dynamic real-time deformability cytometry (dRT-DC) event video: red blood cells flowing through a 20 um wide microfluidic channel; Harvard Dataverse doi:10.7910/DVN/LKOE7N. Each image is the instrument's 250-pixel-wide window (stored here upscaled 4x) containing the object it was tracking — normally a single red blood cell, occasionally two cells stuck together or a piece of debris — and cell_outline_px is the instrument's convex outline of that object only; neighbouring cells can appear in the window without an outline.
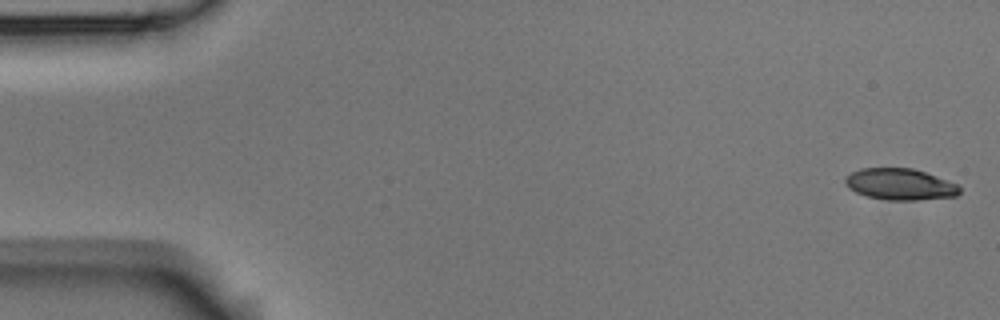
{"species": "Egyptian fruit bat (a non-hibernating species)", "species_latin": "Rousettus aegyptiacus", "temperature_condition": "room temperature", "stored_images_in_passage": 6, "segment_of_instrument_passage": [1, 2], "camera_frame_rate_fps": 3000, "um_per_image_px": 0.085, "animal": {"sex": "male"}, "frame": {"image": 1, "passage_image": 1, "time_ms": 0.0, "image_size_px": [1000, 320], "cell_outline_px": [[960, 192], [956, 196], [920, 200], [888, 200], [868, 196], [856, 192], [848, 188], [844, 180], [852, 172], [860, 168], [912, 168], [960, 184]], "centroid_in_image_um": [76.53, 15.66], "position_along_channel_um": 8.5, "area_um2": 20.92}}
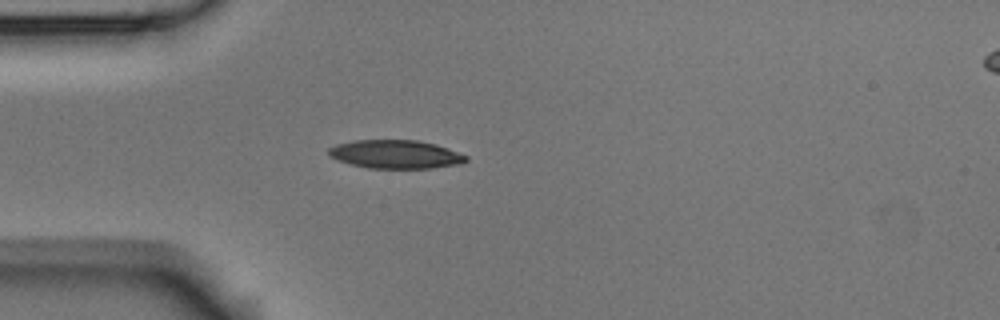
{"frame": {"image": 2, "passage_image": 5, "time_ms": 4.667, "image_size_px": [1000, 320], "cell_outline_px": [[468, 160], [460, 164], [432, 168], [368, 168], [352, 164], [328, 156], [328, 148], [336, 144], [352, 140], [416, 140], [436, 144], [448, 148], [468, 156]], "centroid_in_image_um": [33.63, 13.11], "position_along_channel_um": 51.4, "area_um2": 22.83}}